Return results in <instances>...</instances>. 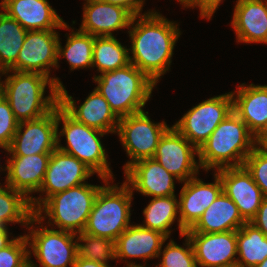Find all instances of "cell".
I'll return each instance as SVG.
<instances>
[{"instance_id": "cell-30", "label": "cell", "mask_w": 267, "mask_h": 267, "mask_svg": "<svg viewBox=\"0 0 267 267\" xmlns=\"http://www.w3.org/2000/svg\"><path fill=\"white\" fill-rule=\"evenodd\" d=\"M27 32L18 21L0 10V73L16 64Z\"/></svg>"}, {"instance_id": "cell-23", "label": "cell", "mask_w": 267, "mask_h": 267, "mask_svg": "<svg viewBox=\"0 0 267 267\" xmlns=\"http://www.w3.org/2000/svg\"><path fill=\"white\" fill-rule=\"evenodd\" d=\"M79 30L92 36H114V31L129 29L133 15L125 8L100 0H85Z\"/></svg>"}, {"instance_id": "cell-26", "label": "cell", "mask_w": 267, "mask_h": 267, "mask_svg": "<svg viewBox=\"0 0 267 267\" xmlns=\"http://www.w3.org/2000/svg\"><path fill=\"white\" fill-rule=\"evenodd\" d=\"M246 221L236 204L222 192L186 232L219 233L237 231Z\"/></svg>"}, {"instance_id": "cell-38", "label": "cell", "mask_w": 267, "mask_h": 267, "mask_svg": "<svg viewBox=\"0 0 267 267\" xmlns=\"http://www.w3.org/2000/svg\"><path fill=\"white\" fill-rule=\"evenodd\" d=\"M223 0H190L183 8H199L200 18L212 19Z\"/></svg>"}, {"instance_id": "cell-36", "label": "cell", "mask_w": 267, "mask_h": 267, "mask_svg": "<svg viewBox=\"0 0 267 267\" xmlns=\"http://www.w3.org/2000/svg\"><path fill=\"white\" fill-rule=\"evenodd\" d=\"M243 166L267 197V152L257 145L246 157Z\"/></svg>"}, {"instance_id": "cell-13", "label": "cell", "mask_w": 267, "mask_h": 267, "mask_svg": "<svg viewBox=\"0 0 267 267\" xmlns=\"http://www.w3.org/2000/svg\"><path fill=\"white\" fill-rule=\"evenodd\" d=\"M198 149L173 125L160 138L154 159L182 184L199 175Z\"/></svg>"}, {"instance_id": "cell-7", "label": "cell", "mask_w": 267, "mask_h": 267, "mask_svg": "<svg viewBox=\"0 0 267 267\" xmlns=\"http://www.w3.org/2000/svg\"><path fill=\"white\" fill-rule=\"evenodd\" d=\"M102 185L83 183L50 196L35 212L51 228L75 234L83 232ZM44 213V215H43ZM55 226V227H54Z\"/></svg>"}, {"instance_id": "cell-27", "label": "cell", "mask_w": 267, "mask_h": 267, "mask_svg": "<svg viewBox=\"0 0 267 267\" xmlns=\"http://www.w3.org/2000/svg\"><path fill=\"white\" fill-rule=\"evenodd\" d=\"M178 196L153 197L143 210L144 219L141 227L161 232L170 238L172 225L177 220L179 235L186 230L180 225Z\"/></svg>"}, {"instance_id": "cell-41", "label": "cell", "mask_w": 267, "mask_h": 267, "mask_svg": "<svg viewBox=\"0 0 267 267\" xmlns=\"http://www.w3.org/2000/svg\"><path fill=\"white\" fill-rule=\"evenodd\" d=\"M109 263L95 262L92 260H86L81 257H76L73 267H112Z\"/></svg>"}, {"instance_id": "cell-34", "label": "cell", "mask_w": 267, "mask_h": 267, "mask_svg": "<svg viewBox=\"0 0 267 267\" xmlns=\"http://www.w3.org/2000/svg\"><path fill=\"white\" fill-rule=\"evenodd\" d=\"M181 237L185 238L184 247L170 239L164 249L161 247L158 256L160 262L155 267H198L191 241L186 234Z\"/></svg>"}, {"instance_id": "cell-4", "label": "cell", "mask_w": 267, "mask_h": 267, "mask_svg": "<svg viewBox=\"0 0 267 267\" xmlns=\"http://www.w3.org/2000/svg\"><path fill=\"white\" fill-rule=\"evenodd\" d=\"M93 82L119 119L144 111L157 85L132 63L95 75Z\"/></svg>"}, {"instance_id": "cell-46", "label": "cell", "mask_w": 267, "mask_h": 267, "mask_svg": "<svg viewBox=\"0 0 267 267\" xmlns=\"http://www.w3.org/2000/svg\"><path fill=\"white\" fill-rule=\"evenodd\" d=\"M260 147L267 152V140Z\"/></svg>"}, {"instance_id": "cell-31", "label": "cell", "mask_w": 267, "mask_h": 267, "mask_svg": "<svg viewBox=\"0 0 267 267\" xmlns=\"http://www.w3.org/2000/svg\"><path fill=\"white\" fill-rule=\"evenodd\" d=\"M130 63L129 51L115 36H94L92 68L98 75L125 67Z\"/></svg>"}, {"instance_id": "cell-44", "label": "cell", "mask_w": 267, "mask_h": 267, "mask_svg": "<svg viewBox=\"0 0 267 267\" xmlns=\"http://www.w3.org/2000/svg\"><path fill=\"white\" fill-rule=\"evenodd\" d=\"M255 267H267V258L263 261V262H261V263H259L257 266H255Z\"/></svg>"}, {"instance_id": "cell-42", "label": "cell", "mask_w": 267, "mask_h": 267, "mask_svg": "<svg viewBox=\"0 0 267 267\" xmlns=\"http://www.w3.org/2000/svg\"><path fill=\"white\" fill-rule=\"evenodd\" d=\"M8 227H4L3 229H0V249H4L6 246H8L15 237H11V234L8 230ZM11 237V239H10Z\"/></svg>"}, {"instance_id": "cell-6", "label": "cell", "mask_w": 267, "mask_h": 267, "mask_svg": "<svg viewBox=\"0 0 267 267\" xmlns=\"http://www.w3.org/2000/svg\"><path fill=\"white\" fill-rule=\"evenodd\" d=\"M61 122H63L62 129L59 130ZM107 134L76 121L59 104L57 105V148L83 162L101 180L103 178L114 180L107 159L108 154L101 141V137ZM61 136L65 137L67 146L60 143Z\"/></svg>"}, {"instance_id": "cell-20", "label": "cell", "mask_w": 267, "mask_h": 267, "mask_svg": "<svg viewBox=\"0 0 267 267\" xmlns=\"http://www.w3.org/2000/svg\"><path fill=\"white\" fill-rule=\"evenodd\" d=\"M213 178L214 182L205 183L196 175L183 182L179 193L178 206L180 225L185 230L190 229L223 192L222 182L215 171Z\"/></svg>"}, {"instance_id": "cell-11", "label": "cell", "mask_w": 267, "mask_h": 267, "mask_svg": "<svg viewBox=\"0 0 267 267\" xmlns=\"http://www.w3.org/2000/svg\"><path fill=\"white\" fill-rule=\"evenodd\" d=\"M94 174L88 166L76 157L56 148L51 153L44 181L38 191L40 197L36 198L34 196L30 200L33 212L50 196L63 192L71 187L88 183L86 180Z\"/></svg>"}, {"instance_id": "cell-28", "label": "cell", "mask_w": 267, "mask_h": 267, "mask_svg": "<svg viewBox=\"0 0 267 267\" xmlns=\"http://www.w3.org/2000/svg\"><path fill=\"white\" fill-rule=\"evenodd\" d=\"M70 29L66 44L63 47L60 37L57 45V69L59 68V58H64L69 64L70 71L77 69L92 68L94 36L82 32L81 30Z\"/></svg>"}, {"instance_id": "cell-5", "label": "cell", "mask_w": 267, "mask_h": 267, "mask_svg": "<svg viewBox=\"0 0 267 267\" xmlns=\"http://www.w3.org/2000/svg\"><path fill=\"white\" fill-rule=\"evenodd\" d=\"M102 181L104 185L95 198L83 232L116 241L131 225L134 192L125 181L120 186L113 184V179L103 178Z\"/></svg>"}, {"instance_id": "cell-1", "label": "cell", "mask_w": 267, "mask_h": 267, "mask_svg": "<svg viewBox=\"0 0 267 267\" xmlns=\"http://www.w3.org/2000/svg\"><path fill=\"white\" fill-rule=\"evenodd\" d=\"M145 12L133 17L127 32L131 40L129 61L157 84L161 76L170 71L174 46L181 31L178 23L160 12Z\"/></svg>"}, {"instance_id": "cell-16", "label": "cell", "mask_w": 267, "mask_h": 267, "mask_svg": "<svg viewBox=\"0 0 267 267\" xmlns=\"http://www.w3.org/2000/svg\"><path fill=\"white\" fill-rule=\"evenodd\" d=\"M198 267H233L237 261V231L185 232Z\"/></svg>"}, {"instance_id": "cell-12", "label": "cell", "mask_w": 267, "mask_h": 267, "mask_svg": "<svg viewBox=\"0 0 267 267\" xmlns=\"http://www.w3.org/2000/svg\"><path fill=\"white\" fill-rule=\"evenodd\" d=\"M59 37L57 30L28 31L16 64L10 70L40 73L49 77L58 88L62 87L60 78L50 76V69H57Z\"/></svg>"}, {"instance_id": "cell-33", "label": "cell", "mask_w": 267, "mask_h": 267, "mask_svg": "<svg viewBox=\"0 0 267 267\" xmlns=\"http://www.w3.org/2000/svg\"><path fill=\"white\" fill-rule=\"evenodd\" d=\"M77 257L95 262L109 263L116 260L115 241L88 233L76 234Z\"/></svg>"}, {"instance_id": "cell-10", "label": "cell", "mask_w": 267, "mask_h": 267, "mask_svg": "<svg viewBox=\"0 0 267 267\" xmlns=\"http://www.w3.org/2000/svg\"><path fill=\"white\" fill-rule=\"evenodd\" d=\"M233 111L231 92L213 96L188 110L174 127L197 149Z\"/></svg>"}, {"instance_id": "cell-37", "label": "cell", "mask_w": 267, "mask_h": 267, "mask_svg": "<svg viewBox=\"0 0 267 267\" xmlns=\"http://www.w3.org/2000/svg\"><path fill=\"white\" fill-rule=\"evenodd\" d=\"M16 120L7 99L0 93V147L6 152L12 143L18 128Z\"/></svg>"}, {"instance_id": "cell-18", "label": "cell", "mask_w": 267, "mask_h": 267, "mask_svg": "<svg viewBox=\"0 0 267 267\" xmlns=\"http://www.w3.org/2000/svg\"><path fill=\"white\" fill-rule=\"evenodd\" d=\"M167 239L161 232L131 223L115 241L116 260H123L126 263L125 267H146L149 259L158 258ZM132 258L142 259L146 263L143 265L126 260Z\"/></svg>"}, {"instance_id": "cell-15", "label": "cell", "mask_w": 267, "mask_h": 267, "mask_svg": "<svg viewBox=\"0 0 267 267\" xmlns=\"http://www.w3.org/2000/svg\"><path fill=\"white\" fill-rule=\"evenodd\" d=\"M58 96L59 105L76 121L108 134L116 133L119 118L97 89L94 88L78 106L64 85L59 88Z\"/></svg>"}, {"instance_id": "cell-2", "label": "cell", "mask_w": 267, "mask_h": 267, "mask_svg": "<svg viewBox=\"0 0 267 267\" xmlns=\"http://www.w3.org/2000/svg\"><path fill=\"white\" fill-rule=\"evenodd\" d=\"M3 75L6 77L4 81L1 79ZM47 86L50 94L45 96ZM0 92L19 123L39 119L59 104V88L40 73L4 71L0 73Z\"/></svg>"}, {"instance_id": "cell-3", "label": "cell", "mask_w": 267, "mask_h": 267, "mask_svg": "<svg viewBox=\"0 0 267 267\" xmlns=\"http://www.w3.org/2000/svg\"><path fill=\"white\" fill-rule=\"evenodd\" d=\"M256 146L255 136L232 111L198 149V161L207 173L212 169L240 167Z\"/></svg>"}, {"instance_id": "cell-45", "label": "cell", "mask_w": 267, "mask_h": 267, "mask_svg": "<svg viewBox=\"0 0 267 267\" xmlns=\"http://www.w3.org/2000/svg\"><path fill=\"white\" fill-rule=\"evenodd\" d=\"M176 1H178L184 7L190 0H176Z\"/></svg>"}, {"instance_id": "cell-17", "label": "cell", "mask_w": 267, "mask_h": 267, "mask_svg": "<svg viewBox=\"0 0 267 267\" xmlns=\"http://www.w3.org/2000/svg\"><path fill=\"white\" fill-rule=\"evenodd\" d=\"M215 172L220 177L223 192L236 204L242 218L250 222L265 198L251 174L244 166L221 168Z\"/></svg>"}, {"instance_id": "cell-35", "label": "cell", "mask_w": 267, "mask_h": 267, "mask_svg": "<svg viewBox=\"0 0 267 267\" xmlns=\"http://www.w3.org/2000/svg\"><path fill=\"white\" fill-rule=\"evenodd\" d=\"M0 267H29L28 241L24 235H19L0 249Z\"/></svg>"}, {"instance_id": "cell-29", "label": "cell", "mask_w": 267, "mask_h": 267, "mask_svg": "<svg viewBox=\"0 0 267 267\" xmlns=\"http://www.w3.org/2000/svg\"><path fill=\"white\" fill-rule=\"evenodd\" d=\"M237 267H255L267 258V236L250 222L237 230Z\"/></svg>"}, {"instance_id": "cell-9", "label": "cell", "mask_w": 267, "mask_h": 267, "mask_svg": "<svg viewBox=\"0 0 267 267\" xmlns=\"http://www.w3.org/2000/svg\"><path fill=\"white\" fill-rule=\"evenodd\" d=\"M148 111L120 118L116 133L129 161L124 164V171L134 162L153 158L160 138L170 127L165 121L152 122Z\"/></svg>"}, {"instance_id": "cell-43", "label": "cell", "mask_w": 267, "mask_h": 267, "mask_svg": "<svg viewBox=\"0 0 267 267\" xmlns=\"http://www.w3.org/2000/svg\"><path fill=\"white\" fill-rule=\"evenodd\" d=\"M256 144L261 146L267 140V124L264 129L255 137Z\"/></svg>"}, {"instance_id": "cell-8", "label": "cell", "mask_w": 267, "mask_h": 267, "mask_svg": "<svg viewBox=\"0 0 267 267\" xmlns=\"http://www.w3.org/2000/svg\"><path fill=\"white\" fill-rule=\"evenodd\" d=\"M33 214L25 232L28 241L29 267H73L77 257L76 234L68 231L48 228ZM35 225V226H34ZM35 256L39 265L32 261Z\"/></svg>"}, {"instance_id": "cell-14", "label": "cell", "mask_w": 267, "mask_h": 267, "mask_svg": "<svg viewBox=\"0 0 267 267\" xmlns=\"http://www.w3.org/2000/svg\"><path fill=\"white\" fill-rule=\"evenodd\" d=\"M57 148V106L47 115L20 122L7 155L51 154Z\"/></svg>"}, {"instance_id": "cell-19", "label": "cell", "mask_w": 267, "mask_h": 267, "mask_svg": "<svg viewBox=\"0 0 267 267\" xmlns=\"http://www.w3.org/2000/svg\"><path fill=\"white\" fill-rule=\"evenodd\" d=\"M125 182L134 190L149 197H167L175 195V180L154 158H145L134 162L125 171Z\"/></svg>"}, {"instance_id": "cell-32", "label": "cell", "mask_w": 267, "mask_h": 267, "mask_svg": "<svg viewBox=\"0 0 267 267\" xmlns=\"http://www.w3.org/2000/svg\"><path fill=\"white\" fill-rule=\"evenodd\" d=\"M0 183V229L9 223L27 226L34 214L30 201L19 191L14 190L5 182Z\"/></svg>"}, {"instance_id": "cell-21", "label": "cell", "mask_w": 267, "mask_h": 267, "mask_svg": "<svg viewBox=\"0 0 267 267\" xmlns=\"http://www.w3.org/2000/svg\"><path fill=\"white\" fill-rule=\"evenodd\" d=\"M0 8L27 31L71 28L48 0H1Z\"/></svg>"}, {"instance_id": "cell-40", "label": "cell", "mask_w": 267, "mask_h": 267, "mask_svg": "<svg viewBox=\"0 0 267 267\" xmlns=\"http://www.w3.org/2000/svg\"><path fill=\"white\" fill-rule=\"evenodd\" d=\"M267 236V197L262 201L256 216L250 221Z\"/></svg>"}, {"instance_id": "cell-47", "label": "cell", "mask_w": 267, "mask_h": 267, "mask_svg": "<svg viewBox=\"0 0 267 267\" xmlns=\"http://www.w3.org/2000/svg\"><path fill=\"white\" fill-rule=\"evenodd\" d=\"M0 171H6V164L4 168H2V166L0 165Z\"/></svg>"}, {"instance_id": "cell-22", "label": "cell", "mask_w": 267, "mask_h": 267, "mask_svg": "<svg viewBox=\"0 0 267 267\" xmlns=\"http://www.w3.org/2000/svg\"><path fill=\"white\" fill-rule=\"evenodd\" d=\"M50 157L51 154L7 157L5 183L30 201L31 194L38 193L42 186Z\"/></svg>"}, {"instance_id": "cell-25", "label": "cell", "mask_w": 267, "mask_h": 267, "mask_svg": "<svg viewBox=\"0 0 267 267\" xmlns=\"http://www.w3.org/2000/svg\"><path fill=\"white\" fill-rule=\"evenodd\" d=\"M236 88L231 91L233 111L256 137L267 124V85L244 82Z\"/></svg>"}, {"instance_id": "cell-39", "label": "cell", "mask_w": 267, "mask_h": 267, "mask_svg": "<svg viewBox=\"0 0 267 267\" xmlns=\"http://www.w3.org/2000/svg\"><path fill=\"white\" fill-rule=\"evenodd\" d=\"M105 3L121 6L127 9L133 16L143 15L145 0H100Z\"/></svg>"}, {"instance_id": "cell-24", "label": "cell", "mask_w": 267, "mask_h": 267, "mask_svg": "<svg viewBox=\"0 0 267 267\" xmlns=\"http://www.w3.org/2000/svg\"><path fill=\"white\" fill-rule=\"evenodd\" d=\"M233 10L236 42L267 44V0H236Z\"/></svg>"}]
</instances>
